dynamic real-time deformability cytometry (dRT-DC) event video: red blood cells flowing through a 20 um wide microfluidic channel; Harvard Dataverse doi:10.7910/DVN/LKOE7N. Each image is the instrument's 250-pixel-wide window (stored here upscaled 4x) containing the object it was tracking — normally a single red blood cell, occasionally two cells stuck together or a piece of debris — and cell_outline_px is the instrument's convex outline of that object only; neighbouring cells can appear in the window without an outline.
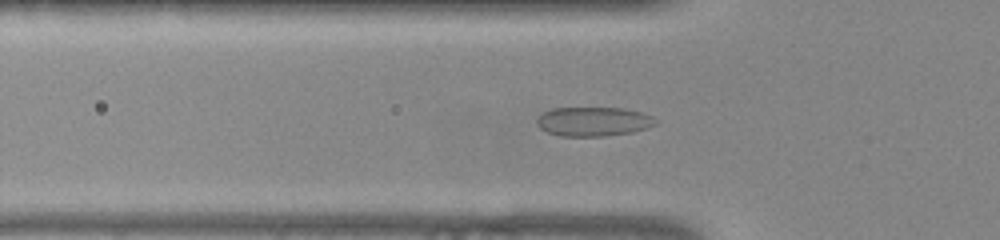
{"species": "common noctule bat (a hibernating species)", "species_latin": "Nyctalus noctula", "temperature_condition": "warm", "stored_images_in_passage": 44, "camera_frame_rate_fps": 3000, "um_per_image_px": 0.085, "animal": {"sex": "female", "body_mass_g": 22.0, "forearm_length_mm": 56.7}, "frame": {"image": 1, "passage_image": 8, "time_ms": 2.333, "image_size_px": [1000, 240], "cell_outline_px": [[656, 124], [648, 128], [632, 132], [604, 136], [560, 136], [548, 132], [540, 128], [536, 124], [536, 120], [544, 112], [552, 108], [624, 108], [640, 112], [652, 116], [656, 120]], "centroid_in_image_um": [50.44, 10.33], "position_along_channel_um": 75.4, "area_um2": 20.17}}
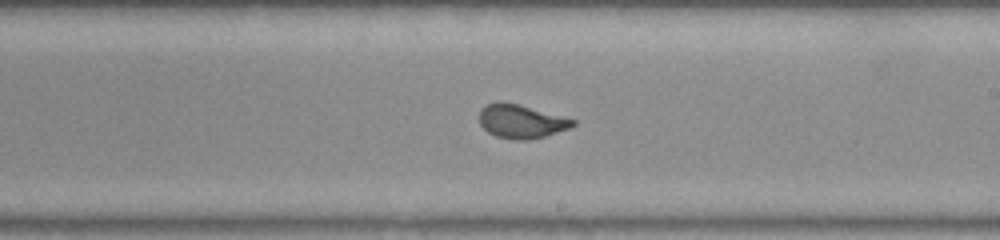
{"frame": {"image": 2, "passage_image": 21, "time_ms": 6.667, "image_size_px": [1000, 240], "cell_outline_px": [[576, 124], [568, 128], [544, 136], [528, 140], [512, 140], [496, 136], [488, 132], [480, 124], [480, 108], [488, 104], [500, 100], [516, 104], [576, 120]], "centroid_in_image_um": [44.26, 10.32], "position_along_channel_um": 244.7, "area_um2": 18.09}}
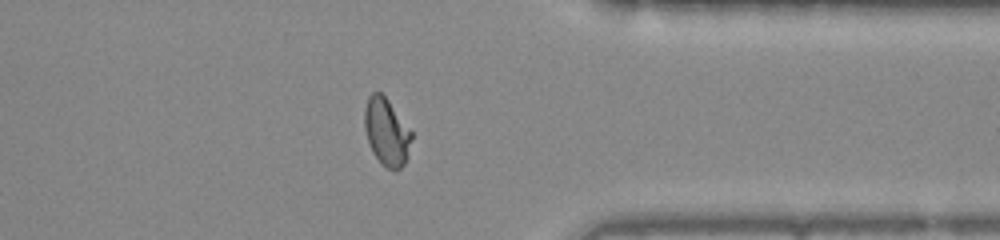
{"frame": {"image": 3, "passage_image": 32, "time_ms": 10.333, "image_size_px": [1000, 240], "cell_outline_px": [[412, 140], [408, 156], [404, 164], [396, 172], [388, 168], [372, 152], [368, 144], [364, 128], [364, 108], [368, 96], [372, 92], [380, 92], [388, 100], [412, 132]], "centroid_in_image_um": [32.85, 11.21], "position_along_channel_um": 378.6, "area_um2": 18.5}, "authors_computed_cell_mechanics": {"area_um2": 18.7272, "velocity_mm_per_s": 3.8985, "shape_relaxation_time_tau1_ms": 8.6242, "shape_relaxation_time_tau2_ms": null, "deformation_change_tau1": 0.2588, "deformation_change_tau2": null}}